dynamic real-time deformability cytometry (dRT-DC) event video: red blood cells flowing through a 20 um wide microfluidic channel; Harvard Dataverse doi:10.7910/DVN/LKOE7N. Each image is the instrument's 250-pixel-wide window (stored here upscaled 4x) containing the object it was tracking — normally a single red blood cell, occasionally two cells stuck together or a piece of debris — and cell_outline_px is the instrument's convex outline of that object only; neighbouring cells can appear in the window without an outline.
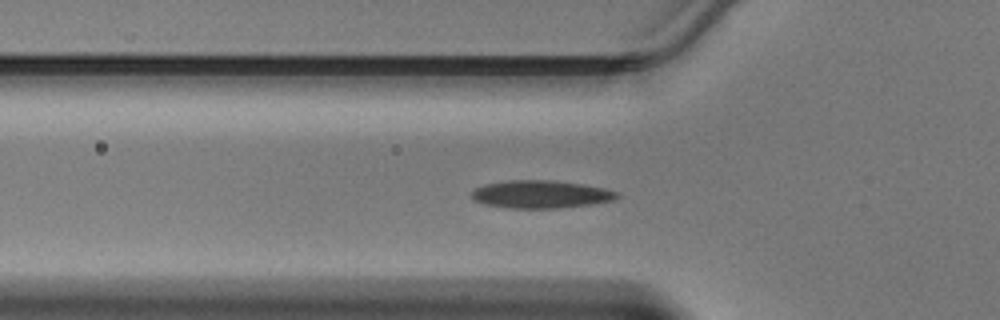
{"species": "Egyptian fruit bat (a non-hibernating species)", "species_latin": "Rousettus aegyptiacus", "temperature_condition": "warm", "stored_images_in_passage": 36, "camera_frame_rate_fps": 3000, "um_per_image_px": 0.085, "animal": {"sex": "male"}, "frame": {"image": 1, "passage_image": 5, "time_ms": 1.333, "image_size_px": [1000, 320], "cell_outline_px": [[620, 196], [612, 200], [592, 204], [560, 208], [508, 208], [484, 204], [476, 200], [472, 196], [472, 192], [476, 188], [484, 184], [508, 180], [552, 180], [584, 184], [604, 188], [620, 192]], "centroid_in_image_um": [46.0, 16.51], "position_along_channel_um": 79.8, "area_um2": 23.58}}
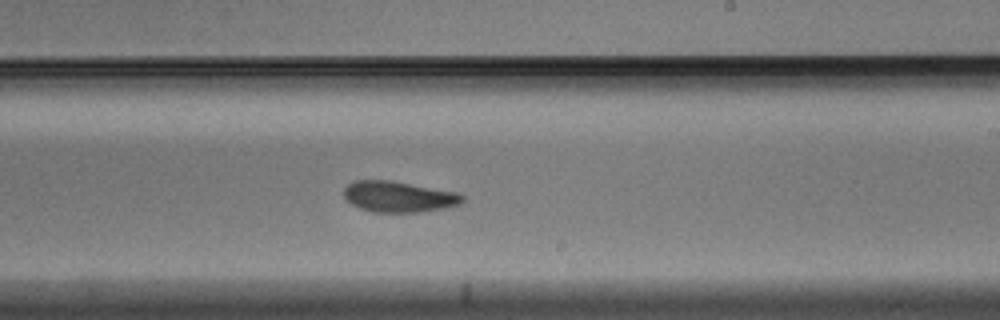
{"frame": {"image": 2, "passage_image": 17, "time_ms": 5.333, "image_size_px": [1000, 320], "cell_outline_px": [[464, 200], [460, 204], [444, 208], [420, 212], [372, 212], [360, 208], [352, 204], [344, 196], [344, 188], [348, 184], [356, 180], [392, 180], [456, 192], [464, 196]], "centroid_in_image_um": [33.89, 16.71], "position_along_channel_um": 255.1, "area_um2": 21.33}}
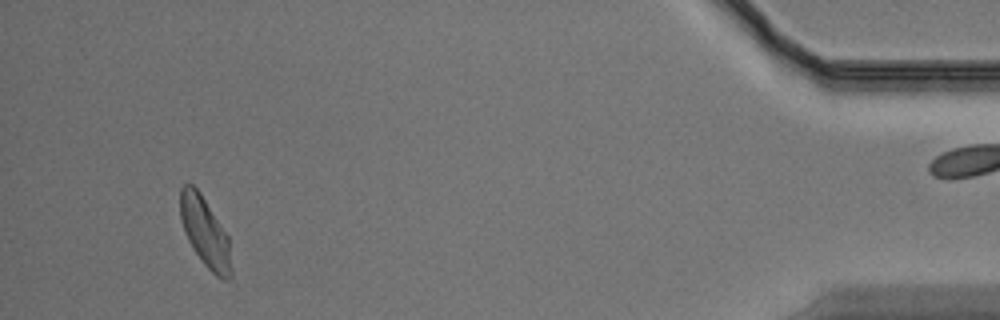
{"frame": {"image": 3, "passage_image": 33, "time_ms": 10.667, "image_size_px": [1000, 320], "cell_outline_px": [[232, 276], [228, 280], [224, 280], [216, 276], [204, 264], [192, 248], [184, 232], [180, 220], [180, 188], [184, 184], [192, 184], [200, 192], [228, 236], [232, 268]], "centroid_in_image_um": [17.42, 19.75], "position_along_channel_um": 417.8, "area_um2": 20.75}}